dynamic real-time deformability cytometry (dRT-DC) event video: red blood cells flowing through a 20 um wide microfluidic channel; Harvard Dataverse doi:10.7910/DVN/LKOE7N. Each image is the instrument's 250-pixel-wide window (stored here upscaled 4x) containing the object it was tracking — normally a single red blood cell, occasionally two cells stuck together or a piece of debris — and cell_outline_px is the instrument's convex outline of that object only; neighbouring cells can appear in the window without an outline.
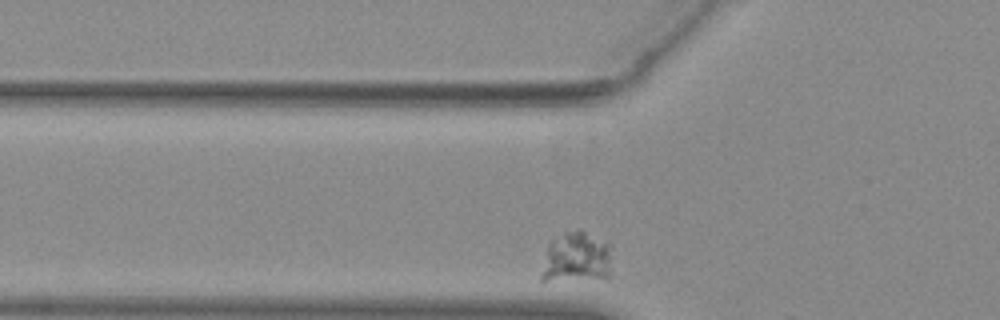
{"species": "common noctule bat (a hibernating species)", "species_latin": "Nyctalus noctula", "temperature_condition": "warm", "stored_images_in_passage": 29, "camera_frame_rate_fps": 3000, "um_per_image_px": 0.085, "animal": {"sex": "female", "body_mass_g": 29.2, "forearm_length_mm": 56.3}, "frame": {"image": 1, "passage_image": 2, "time_ms": 0.333, "image_size_px": [1000, 320], "cell_outline_px": [[608, 276], [548, 280], [540, 280], [540, 276], [548, 244], [552, 240], [564, 232], [576, 228], [580, 228], [608, 244]], "centroid_in_image_um": [48.91, 21.82], "position_along_channel_um": 76.9, "area_um2": 19.94}}
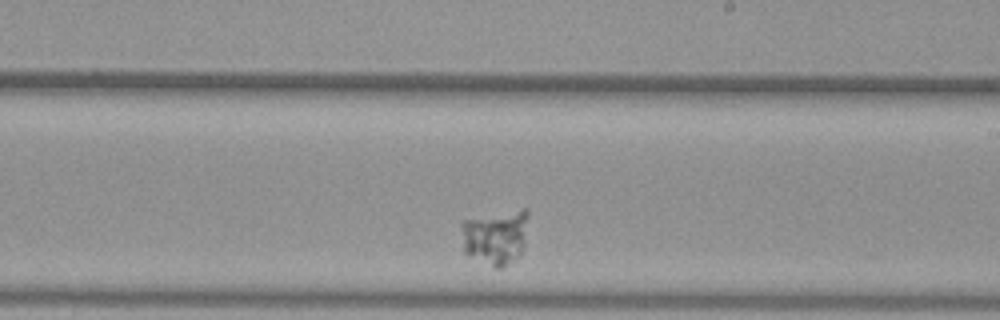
{"frame": {"image": 2, "passage_image": 17, "time_ms": 5.333, "image_size_px": [1000, 320], "cell_outline_px": [[528, 216], [524, 244], [520, 256], [500, 268], [496, 268], [468, 256], [464, 252], [460, 224], [460, 220], [524, 208], [528, 208]], "centroid_in_image_um": [42.1, 20.13], "position_along_channel_um": 246.9, "area_um2": 21.73}}
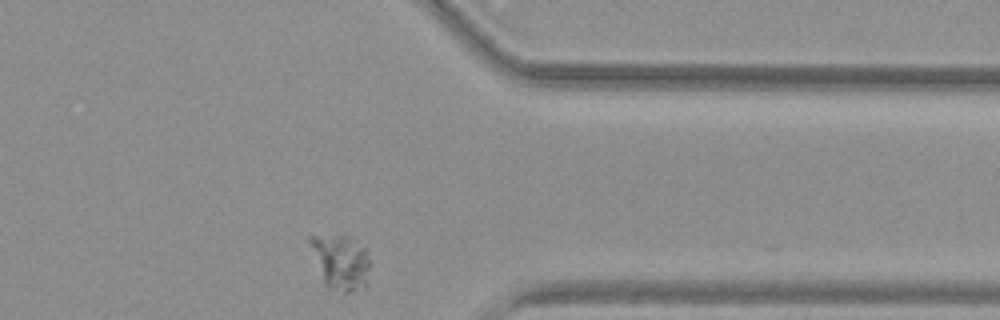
{"frame": {"image": 3, "passage_image": 29, "time_ms": 9.333, "image_size_px": [1000, 320], "cell_outline_px": [[368, 268], [364, 288], [352, 292], [344, 292], [328, 288], [324, 284], [308, 240], [308, 236], [348, 236], [356, 240], [364, 248], [368, 260]], "centroid_in_image_um": [28.93, 22.28], "position_along_channel_um": 382.5, "area_um2": 18.73}}